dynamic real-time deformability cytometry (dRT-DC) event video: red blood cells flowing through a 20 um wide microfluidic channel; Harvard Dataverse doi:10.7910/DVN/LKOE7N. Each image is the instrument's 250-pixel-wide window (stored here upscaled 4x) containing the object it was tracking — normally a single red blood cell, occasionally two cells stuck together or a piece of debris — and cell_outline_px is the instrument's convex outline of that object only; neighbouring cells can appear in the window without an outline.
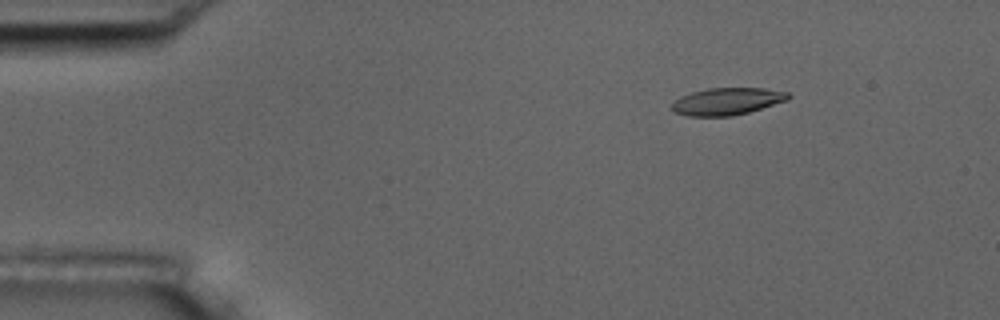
{"species": "common noctule bat (a hibernating species)", "species_latin": "Nyctalus noctula", "temperature_condition": "room temperature", "stored_images_in_passage": 15, "camera_frame_rate_fps": 3000, "um_per_image_px": 0.085, "animal": {"sex": "male", "body_mass_g": 17.5, "forearm_length_mm": 52.3}, "frame": {"image": 1, "passage_image": 3, "time_ms": 2.333, "image_size_px": [1000, 320], "cell_outline_px": [[792, 96], [788, 100], [748, 112], [732, 116], [688, 116], [672, 112], [672, 104], [680, 96], [692, 92], [708, 88], [764, 88], [788, 92]], "centroid_in_image_um": [61.8, 8.61], "position_along_channel_um": 23.2, "area_um2": 18.44}}
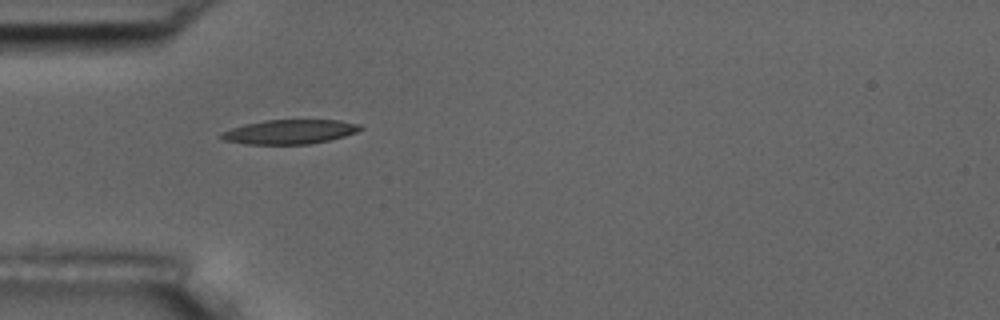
{"frame": {"image": 2, "passage_image": 5, "time_ms": 5.333, "image_size_px": [1000, 320], "cell_outline_px": [[364, 128], [356, 132], [344, 136], [328, 140], [308, 144], [244, 144], [224, 140], [220, 136], [220, 132], [244, 124], [264, 120], [340, 120], [360, 124]], "centroid_in_image_um": [24.62, 11.2], "position_along_channel_um": 60.4, "area_um2": 19.71}}
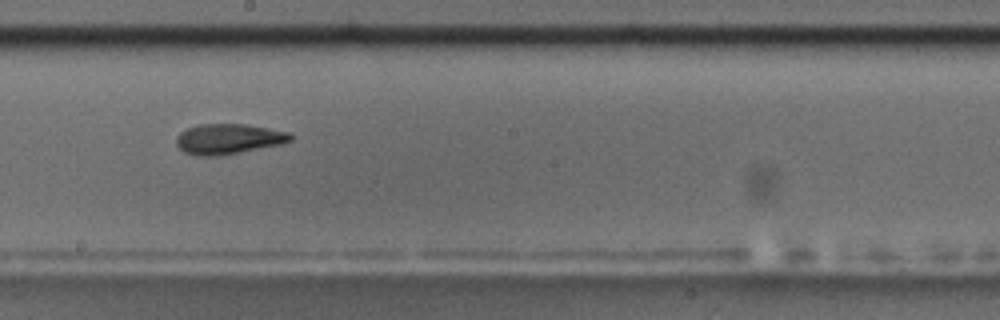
{"frame": {"image": 3, "passage_image": 9, "time_ms": 10.0, "image_size_px": [1000, 320], "cell_outline_px": [[292, 140], [280, 144], [240, 152], [216, 156], [196, 156], [184, 152], [176, 144], [176, 136], [180, 132], [188, 128], [200, 124], [244, 124], [292, 132]], "centroid_in_image_um": [19.41, 11.81], "position_along_channel_um": 228.8, "area_um2": 20.11}, "authors_computed_cell_mechanics": {"area_um2": 19.7098, "velocity_mm_per_s": 3.6657, "shape_relaxation_time_tau1_ms": 7.3796, "shape_relaxation_time_tau2_ms": null, "deformation_change_tau1": 0.1614, "deformation_change_tau2": null}}